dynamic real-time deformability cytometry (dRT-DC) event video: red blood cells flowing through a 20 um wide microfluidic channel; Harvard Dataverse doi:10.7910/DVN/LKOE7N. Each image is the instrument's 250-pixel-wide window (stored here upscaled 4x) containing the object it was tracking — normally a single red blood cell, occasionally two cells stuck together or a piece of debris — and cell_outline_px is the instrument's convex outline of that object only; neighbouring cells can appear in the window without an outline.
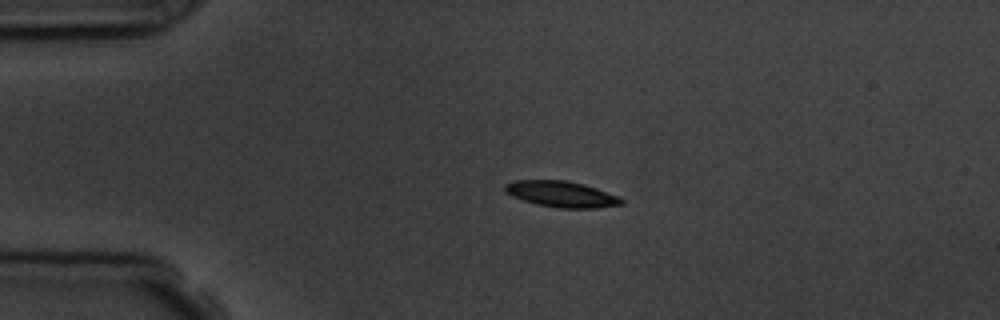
{"species": "common noctule bat (a hibernating species)", "species_latin": "Nyctalus noctula", "temperature_condition": "room temperature", "stored_images_in_passage": 4, "camera_frame_rate_fps": 3000, "um_per_image_px": 0.085, "animal": {"sex": "male", "body_mass_g": 19.5, "forearm_length_mm": 54.6}, "frame": {"image": 1, "passage_image": 2, "time_ms": 1.333, "image_size_px": [1000, 320], "cell_outline_px": [[624, 204], [596, 208], [556, 208], [536, 204], [512, 196], [504, 192], [504, 184], [516, 180], [568, 180], [584, 184], [620, 196], [624, 200]], "centroid_in_image_um": [47.74, 16.5], "position_along_channel_um": 37.3, "area_um2": 17.86}}
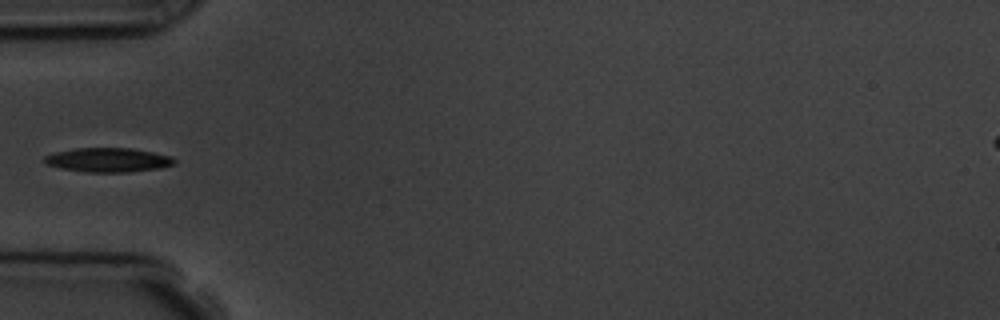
{"frame": {"image": 2, "passage_image": 4, "time_ms": 3.333, "image_size_px": [1000, 320], "cell_outline_px": [[176, 164], [160, 168], [128, 172], [84, 172], [60, 168], [44, 164], [44, 156], [56, 152], [76, 148], [132, 148], [172, 156], [176, 160]], "centroid_in_image_um": [9.2, 13.6], "position_along_channel_um": 75.8, "area_um2": 18.44}}